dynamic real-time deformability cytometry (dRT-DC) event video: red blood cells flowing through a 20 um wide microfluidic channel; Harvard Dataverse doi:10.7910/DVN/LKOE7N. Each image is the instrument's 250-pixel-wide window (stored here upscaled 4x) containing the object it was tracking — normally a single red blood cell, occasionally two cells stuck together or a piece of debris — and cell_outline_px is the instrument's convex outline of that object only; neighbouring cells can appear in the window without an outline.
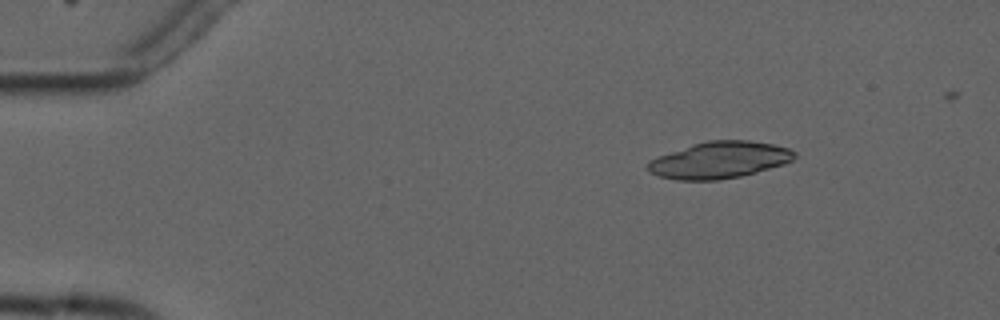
{"species": "common noctule bat (a hibernating species)", "species_latin": "Nyctalus noctula", "temperature_condition": "cold", "stored_images_in_passage": 6, "camera_frame_rate_fps": 3000, "um_per_image_px": 0.085, "animal": {"sex": "male", "forearm_length_mm": 52.5}, "frame": {"image": 1, "passage_image": 3, "time_ms": 2.333, "image_size_px": [1000, 320], "cell_outline_px": [[796, 156], [792, 160], [784, 164], [756, 172], [740, 176], [716, 180], [676, 180], [660, 176], [648, 172], [644, 168], [652, 160], [660, 156], [692, 144], [708, 140], [748, 140], [772, 144], [788, 148], [796, 152]], "centroid_in_image_um": [61.15, 13.6], "position_along_channel_um": 23.8, "area_um2": 31.15}}